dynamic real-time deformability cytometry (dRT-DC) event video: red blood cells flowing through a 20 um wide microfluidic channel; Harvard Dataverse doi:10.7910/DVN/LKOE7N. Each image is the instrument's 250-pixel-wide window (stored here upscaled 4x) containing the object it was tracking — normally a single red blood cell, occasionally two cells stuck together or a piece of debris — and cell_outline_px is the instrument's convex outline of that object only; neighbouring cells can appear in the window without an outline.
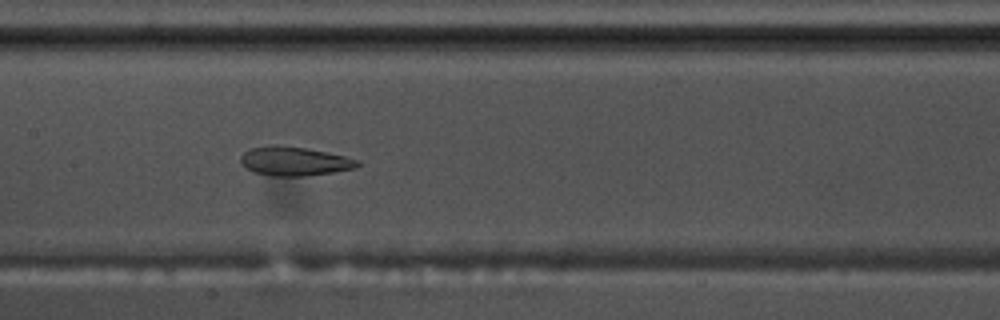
{"species": "common noctule bat (a hibernating species)", "species_latin": "Nyctalus noctula", "temperature_condition": "warm", "stored_images_in_passage": 55, "camera_frame_rate_fps": 3000, "um_per_image_px": 0.085, "animal": {"sex": "male", "body_mass_g": 17.5, "forearm_length_mm": 52.3}, "frame": {"image": 1, "passage_image": 27, "time_ms": 8.667, "image_size_px": [1000, 320], "cell_outline_px": [[360, 164], [356, 168], [332, 172], [304, 176], [268, 176], [252, 172], [244, 168], [240, 160], [240, 156], [248, 148], [272, 144], [276, 144], [304, 148], [344, 156], [360, 160]], "centroid_in_image_um": [24.95, 13.7], "position_along_channel_um": 182.5, "area_um2": 19.94}}
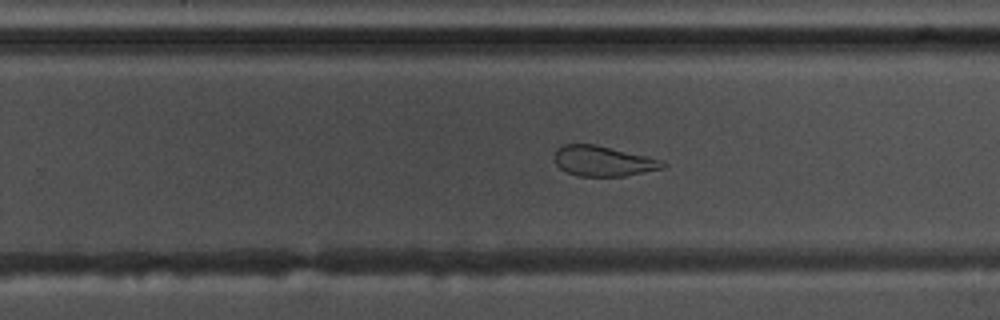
{"frame": {"image": 2, "passage_image": 35, "time_ms": 11.333, "image_size_px": [1000, 320], "cell_outline_px": [[668, 164], [664, 168], [624, 176], [576, 176], [560, 168], [552, 160], [552, 156], [556, 148], [564, 144], [596, 144], [660, 160]], "centroid_in_image_um": [51.19, 13.69], "position_along_channel_um": 278.6, "area_um2": 19.13}}
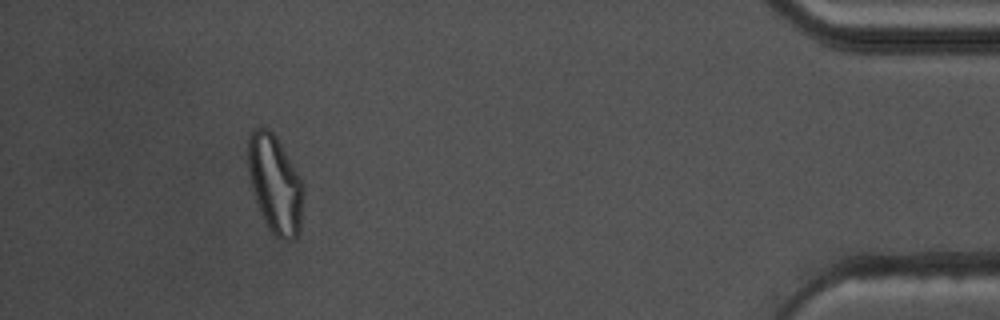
{"frame": {"image": 3, "passage_image": 51, "time_ms": 16.667, "image_size_px": [1000, 320], "cell_outline_px": [[304, 184], [300, 232], [296, 240], [280, 240], [272, 232], [264, 220], [256, 200], [248, 172], [248, 136], [252, 128], [268, 128], [276, 136]], "centroid_in_image_um": [23.39, 15.66], "position_along_channel_um": 411.8, "area_um2": 31.56}, "authors_computed_cell_mechanics": {"area_um2": 25.9522, "velocity_mm_per_s": 3.6088, "shape_relaxation_time_tau1_ms": null, "shape_relaxation_time_tau2_ms": 1.8169, "deformation_change_tau1": null, "deformation_change_tau2": 0.0913}}